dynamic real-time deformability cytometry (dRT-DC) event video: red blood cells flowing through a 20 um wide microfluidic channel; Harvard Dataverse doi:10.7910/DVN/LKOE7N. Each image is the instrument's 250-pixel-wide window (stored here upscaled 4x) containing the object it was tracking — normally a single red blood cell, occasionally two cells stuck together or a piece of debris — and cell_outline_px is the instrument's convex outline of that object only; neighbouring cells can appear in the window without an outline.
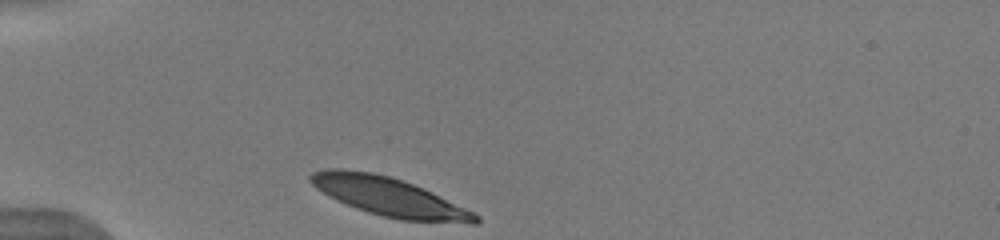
{"species": "human", "species_latin": "Homo sapiens", "temperature_condition": "warm", "stored_images_in_passage": 32, "camera_frame_rate_fps": 3000, "um_per_image_px": 0.085, "donor": {"sex": "male"}, "frame": {"image": 1, "passage_image": 1, "time_ms": 0.0, "image_size_px": [1000, 240], "cell_outline_px": [[480, 220], [476, 224], [472, 224], [400, 220], [380, 216], [356, 208], [336, 200], [328, 196], [316, 188], [308, 180], [308, 176], [312, 172], [324, 168], [340, 168], [372, 172], [388, 176], [424, 188], [476, 212], [480, 216]], "centroid_in_image_um": [33.09, 16.74], "position_along_channel_um": 51.9, "area_um2": 37.57}}
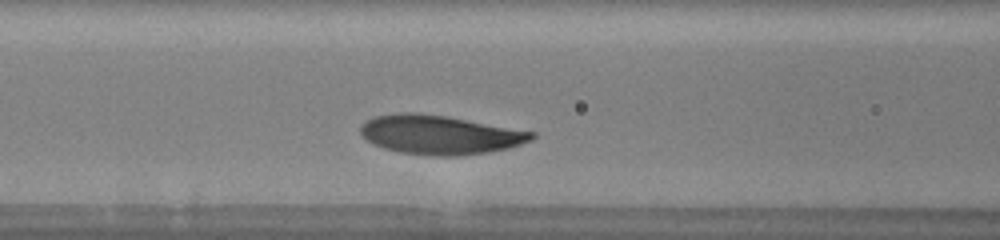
{"frame": {"image": 2, "passage_image": 9, "time_ms": 2.667, "image_size_px": [1000, 240], "cell_outline_px": [[536, 136], [532, 140], [508, 148], [484, 152], [456, 156], [432, 156], [400, 152], [384, 148], [372, 144], [364, 140], [360, 132], [360, 128], [368, 120], [376, 116], [400, 112], [416, 112], [448, 116], [536, 132]], "centroid_in_image_um": [37.37, 11.45], "position_along_channel_um": 129.2, "area_um2": 39.02}}
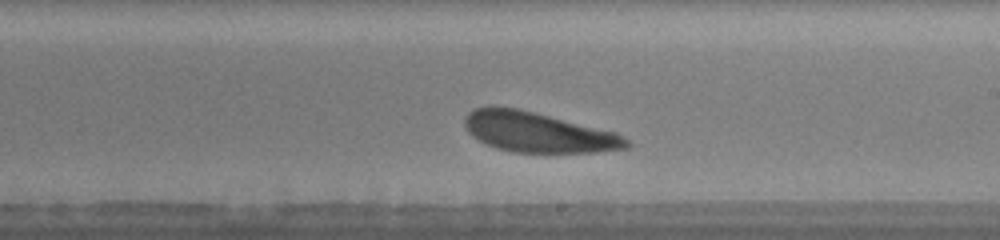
{"frame": {"image": 3, "passage_image": 18, "time_ms": 5.667, "image_size_px": [1000, 240], "cell_outline_px": [[632, 144], [628, 148], [596, 152], [512, 152], [496, 148], [484, 144], [472, 136], [468, 132], [464, 124], [464, 116], [472, 108], [488, 104], [496, 104], [516, 108], [616, 132], [628, 140]], "centroid_in_image_um": [45.65, 11.22], "position_along_channel_um": 243.3, "area_um2": 38.21}, "authors_computed_cell_mechanics": {"area_um2": 38.6971, "velocity_mm_per_s": 3.8087, "shape_relaxation_time_tau1_ms": 1.5769, "shape_relaxation_time_tau2_ms": null, "deformation_change_tau1": 0.1004, "deformation_change_tau2": null}}